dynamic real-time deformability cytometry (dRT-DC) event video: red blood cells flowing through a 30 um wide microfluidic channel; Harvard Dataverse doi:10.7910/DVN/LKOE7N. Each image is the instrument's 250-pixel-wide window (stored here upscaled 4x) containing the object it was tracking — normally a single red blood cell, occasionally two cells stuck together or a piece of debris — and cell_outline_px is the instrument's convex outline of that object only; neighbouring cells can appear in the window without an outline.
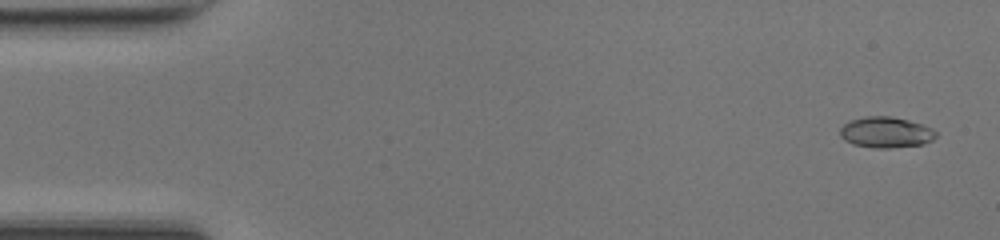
{"species": "common noctule bat (a hibernating species)", "species_latin": "Nyctalus noctula", "temperature_condition": "room temperature", "stored_images_in_passage": 48, "camera_frame_rate_fps": 3000, "um_per_image_px": 0.085, "animal": {"sex": "female", "body_mass_g": 17.0, "forearm_length_mm": 48.0}, "frame": {"image": 1, "passage_image": 1, "time_ms": 0.0, "image_size_px": [1000, 240], "cell_outline_px": [[936, 136], [932, 140], [920, 144], [888, 148], [876, 148], [852, 144], [844, 140], [840, 136], [840, 128], [844, 124], [852, 120], [864, 116], [892, 116], [908, 120], [932, 128], [936, 132]], "centroid_in_image_um": [75.27, 11.24], "position_along_channel_um": 9.7, "area_um2": 17.11}}
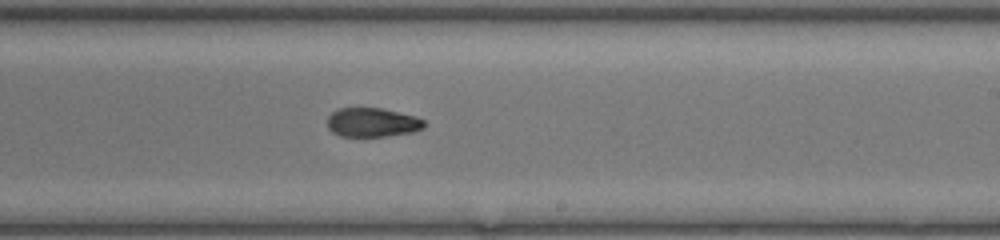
{"frame": {"image": 2, "passage_image": 28, "time_ms": 9.0, "image_size_px": [1000, 240], "cell_outline_px": [[424, 128], [412, 132], [388, 136], [340, 136], [332, 132], [328, 128], [328, 116], [332, 112], [340, 108], [380, 108], [416, 116], [424, 120]], "centroid_in_image_um": [31.64, 10.41], "position_along_channel_um": 257.4, "area_um2": 16.36}}
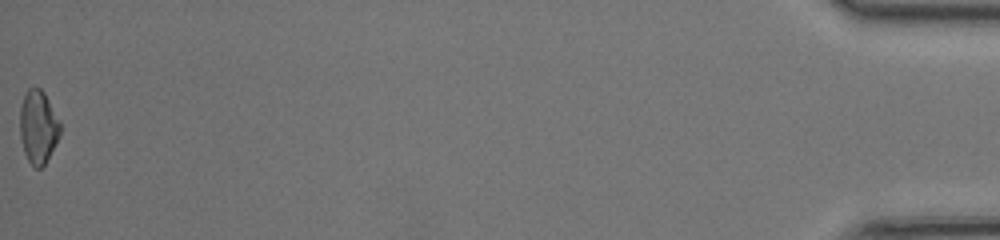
{"frame": {"image": 3, "passage_image": 48, "time_ms": 15.667, "image_size_px": [1000, 240], "cell_outline_px": [[60, 136], [44, 164], [40, 168], [36, 168], [28, 160], [24, 152], [20, 136], [20, 108], [24, 96], [28, 88], [40, 88], [44, 92], [60, 124]], "centroid_in_image_um": [3.23, 10.79], "position_along_channel_um": 432.0, "area_um2": 16.82}, "authors_computed_cell_mechanics": {"area_um2": 17.0221, "velocity_mm_per_s": 4.2557, "shape_relaxation_time_tau1_ms": null, "shape_relaxation_time_tau2_ms": 2.4389, "deformation_change_tau1": null, "deformation_change_tau2": 0.0751}}